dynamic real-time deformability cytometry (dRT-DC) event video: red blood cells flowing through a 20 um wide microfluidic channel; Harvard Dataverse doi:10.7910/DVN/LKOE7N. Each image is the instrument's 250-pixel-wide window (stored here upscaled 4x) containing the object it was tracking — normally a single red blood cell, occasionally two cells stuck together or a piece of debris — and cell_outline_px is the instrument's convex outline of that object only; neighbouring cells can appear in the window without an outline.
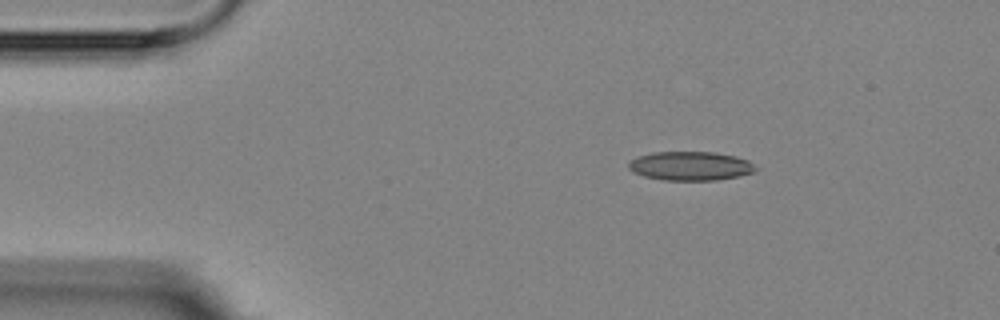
{"species": "Egyptian fruit bat (a non-hibernating species)", "species_latin": "Rousettus aegyptiacus", "temperature_condition": "room temperature", "stored_images_in_passage": 3, "camera_frame_rate_fps": 3000, "um_per_image_px": 0.085, "animal": {"sex": "female"}, "frame": {"image": 1, "passage_image": 1, "time_ms": 0.0, "image_size_px": [1000, 320], "cell_outline_px": [[760, 168], [756, 172], [716, 180], [664, 180], [644, 176], [632, 172], [628, 168], [628, 160], [636, 156], [652, 152], [716, 152], [736, 156], [748, 160]], "centroid_in_image_um": [58.68, 14.1], "position_along_channel_um": 26.3, "area_um2": 21.73}}
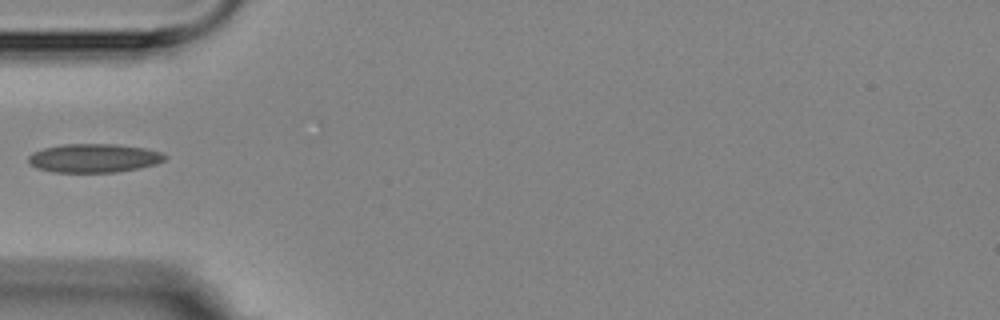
{"frame": {"image": 2, "passage_image": 3, "time_ms": 3.0, "image_size_px": [1000, 320], "cell_outline_px": [[168, 156], [164, 160], [156, 164], [140, 168], [116, 172], [56, 172], [36, 168], [28, 164], [28, 156], [32, 152], [44, 148], [64, 144], [116, 144], [144, 148], [160, 152]], "centroid_in_image_um": [7.97, 13.44], "position_along_channel_um": 77.0, "area_um2": 22.89}}